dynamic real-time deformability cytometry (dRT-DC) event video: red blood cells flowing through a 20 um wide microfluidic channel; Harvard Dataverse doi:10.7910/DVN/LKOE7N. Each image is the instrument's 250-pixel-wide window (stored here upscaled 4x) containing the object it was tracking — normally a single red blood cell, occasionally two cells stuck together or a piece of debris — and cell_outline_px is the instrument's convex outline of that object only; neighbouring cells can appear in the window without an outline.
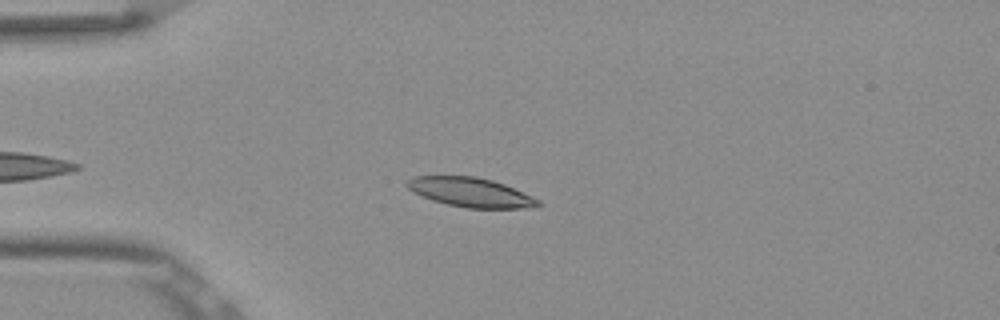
{"species": "Egyptian fruit bat (a non-hibernating species)", "species_latin": "Rousettus aegyptiacus", "temperature_condition": "room temperature", "stored_images_in_passage": 44, "camera_frame_rate_fps": 3000, "um_per_image_px": 0.085, "frame": {"image": 1, "passage_image": 8, "time_ms": 2.333, "image_size_px": [1000, 320], "cell_outline_px": [[544, 204], [528, 208], [468, 208], [448, 204], [432, 200], [412, 192], [404, 184], [412, 176], [476, 176], [492, 180], [504, 184], [532, 196], [540, 200]], "centroid_in_image_um": [40.0, 16.34], "position_along_channel_um": 45.0, "area_um2": 22.43}}
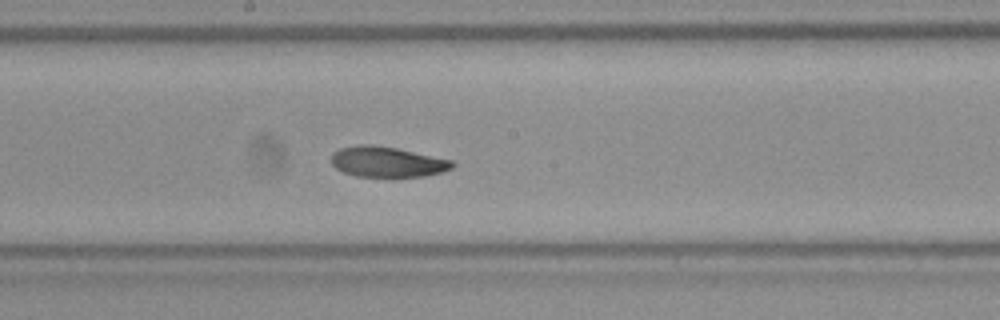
{"frame": {"image": 2, "passage_image": 23, "time_ms": 7.333, "image_size_px": [1000, 320], "cell_outline_px": [[456, 164], [452, 168], [440, 172], [424, 176], [356, 176], [344, 172], [336, 168], [332, 164], [332, 152], [340, 148], [360, 144], [372, 144], [396, 148], [452, 160]], "centroid_in_image_um": [32.89, 13.74], "position_along_channel_um": 215.3, "area_um2": 21.27}}
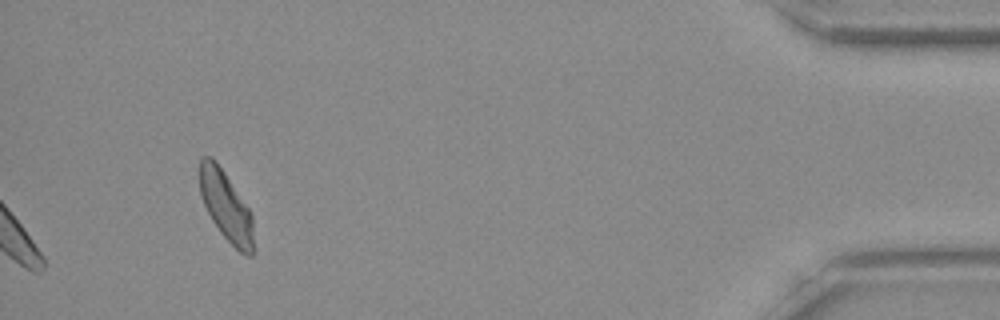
{"frame": {"image": 3, "passage_image": 44, "time_ms": 14.333, "image_size_px": [1000, 320], "cell_outline_px": [[252, 256], [248, 256], [240, 252], [220, 232], [212, 220], [200, 196], [200, 160], [204, 156], [212, 156], [216, 160], [248, 208], [252, 216]], "centroid_in_image_um": [19.18, 17.49], "position_along_channel_um": 416.0, "area_um2": 21.33}, "authors_computed_cell_mechanics": {"area_um2": 22.1085, "velocity_mm_per_s": 3.8265, "shape_relaxation_time_tau1_ms": 2.8585, "shape_relaxation_time_tau2_ms": 4.9045, "deformation_change_tau1": 0.1059, "deformation_change_tau2": 0.067}}